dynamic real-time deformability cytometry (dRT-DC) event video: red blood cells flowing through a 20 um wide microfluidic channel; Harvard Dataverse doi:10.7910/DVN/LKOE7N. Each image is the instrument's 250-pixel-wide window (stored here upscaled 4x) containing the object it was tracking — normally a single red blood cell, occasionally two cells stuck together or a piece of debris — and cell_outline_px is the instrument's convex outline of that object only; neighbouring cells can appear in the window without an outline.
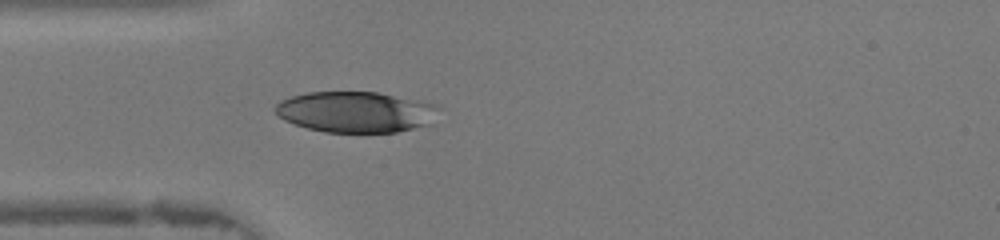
{"species": "human", "species_latin": "Homo sapiens", "temperature_condition": "warm", "stored_images_in_passage": 46, "camera_frame_rate_fps": 3000, "um_per_image_px": 0.085, "donor": {"sex": "female"}, "frame": {"image": 1, "passage_image": 13, "time_ms": 4.0, "image_size_px": [1000, 240], "cell_outline_px": [[440, 108], [432, 124], [396, 132], [324, 132], [308, 128], [284, 120], [272, 108], [280, 100], [292, 96], [308, 92], [376, 92], [424, 100], [440, 104]], "centroid_in_image_um": [30.31, 9.5], "position_along_channel_um": 54.7, "area_um2": 39.42}}
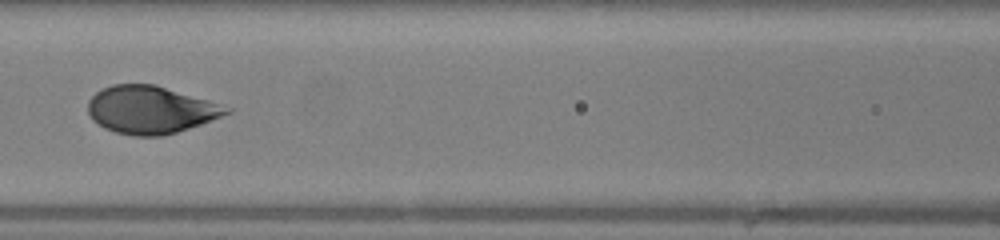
{"frame": {"image": 2, "passage_image": 20, "time_ms": 6.333, "image_size_px": [1000, 240], "cell_outline_px": [[232, 112], [200, 124], [176, 132], [160, 136], [132, 136], [116, 132], [104, 128], [92, 120], [88, 112], [88, 100], [96, 92], [112, 84], [156, 84], [208, 100], [232, 108]], "centroid_in_image_um": [12.78, 9.33], "position_along_channel_um": 153.8, "area_um2": 38.32}}
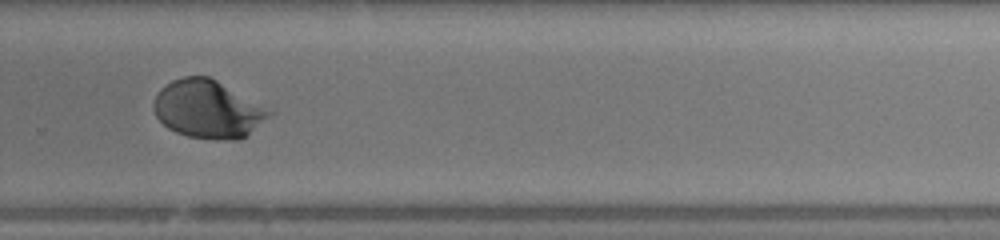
{"frame": {"image": 3, "passage_image": 31, "time_ms": 10.0, "image_size_px": [1000, 240], "cell_outline_px": [[276, 112], [272, 116], [248, 136], [240, 140], [216, 140], [188, 136], [176, 132], [168, 128], [156, 116], [152, 108], [152, 100], [156, 92], [160, 88], [172, 80], [184, 76], [208, 76], [216, 80]], "centroid_in_image_um": [17.68, 9.3], "position_along_channel_um": 312.1, "area_um2": 39.54}, "authors_computed_cell_mechanics": {"area_um2": 39.015, "velocity_mm_per_s": 4.3373, "shape_relaxation_time_tau1_ms": 5.0043, "shape_relaxation_time_tau2_ms": null, "deformation_change_tau1": 0.2248, "deformation_change_tau2": null}}